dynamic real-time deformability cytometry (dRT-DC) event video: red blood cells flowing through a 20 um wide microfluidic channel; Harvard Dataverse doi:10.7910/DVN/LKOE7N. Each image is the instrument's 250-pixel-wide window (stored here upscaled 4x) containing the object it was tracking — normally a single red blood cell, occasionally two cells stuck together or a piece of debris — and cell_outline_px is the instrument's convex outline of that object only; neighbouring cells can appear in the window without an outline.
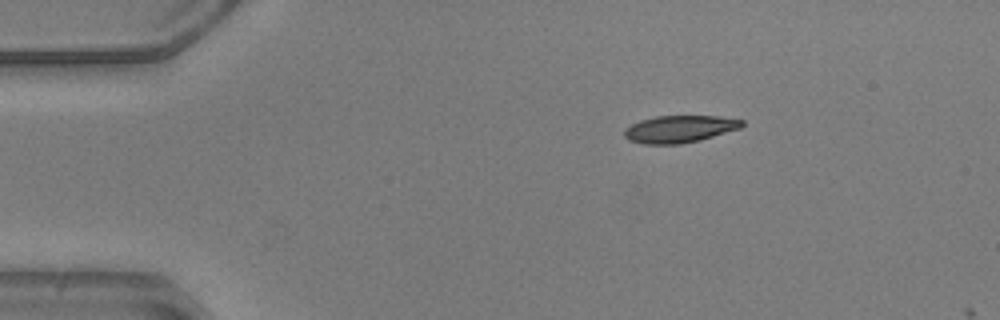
{"species": "common noctule bat (a hibernating species)", "species_latin": "Nyctalus noctula", "temperature_condition": "warm", "stored_images_in_passage": 4, "camera_frame_rate_fps": 3000, "um_per_image_px": 0.085, "animal": {"sex": "male", "body_mass_g": 20.5, "forearm_length_mm": 52.5}, "frame": {"image": 1, "passage_image": 1, "time_ms": 0.0, "image_size_px": [1000, 320], "cell_outline_px": [[744, 124], [740, 128], [700, 140], [680, 144], [644, 144], [628, 140], [624, 136], [624, 128], [640, 120], [656, 116], [716, 116], [744, 120]], "centroid_in_image_um": [57.73, 10.97], "position_along_channel_um": 27.3, "area_um2": 18.61}}